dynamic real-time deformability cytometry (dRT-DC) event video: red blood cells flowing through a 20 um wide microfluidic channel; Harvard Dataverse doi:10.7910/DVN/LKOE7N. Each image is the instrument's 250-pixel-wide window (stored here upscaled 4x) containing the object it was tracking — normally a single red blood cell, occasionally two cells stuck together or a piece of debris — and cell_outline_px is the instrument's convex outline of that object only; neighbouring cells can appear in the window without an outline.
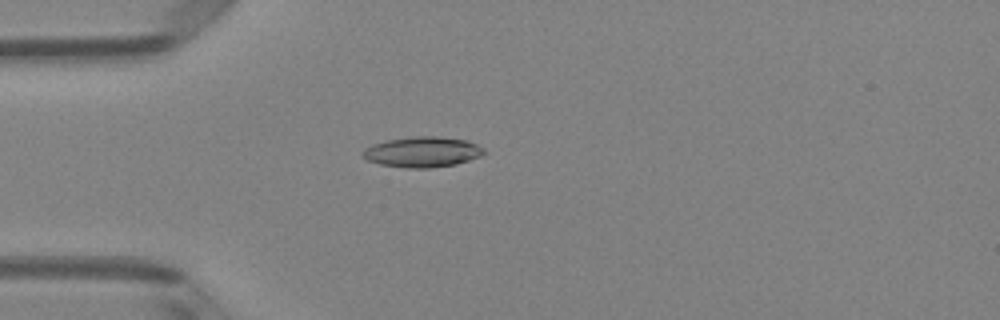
{"species": "Egyptian fruit bat (a non-hibernating species)", "species_latin": "Rousettus aegyptiacus", "temperature_condition": "room temperature", "stored_images_in_passage": 5, "camera_frame_rate_fps": 3000, "um_per_image_px": 0.085, "animal": {"sex": "female"}, "frame": {"image": 1, "passage_image": 4, "time_ms": 1.0, "image_size_px": [1000, 320], "cell_outline_px": [[488, 152], [480, 156], [456, 164], [428, 168], [408, 168], [380, 164], [368, 160], [360, 152], [364, 148], [372, 144], [388, 140], [412, 136], [436, 136], [468, 140], [484, 148]], "centroid_in_image_um": [35.92, 12.91], "position_along_channel_um": 49.1, "area_um2": 21.56}}